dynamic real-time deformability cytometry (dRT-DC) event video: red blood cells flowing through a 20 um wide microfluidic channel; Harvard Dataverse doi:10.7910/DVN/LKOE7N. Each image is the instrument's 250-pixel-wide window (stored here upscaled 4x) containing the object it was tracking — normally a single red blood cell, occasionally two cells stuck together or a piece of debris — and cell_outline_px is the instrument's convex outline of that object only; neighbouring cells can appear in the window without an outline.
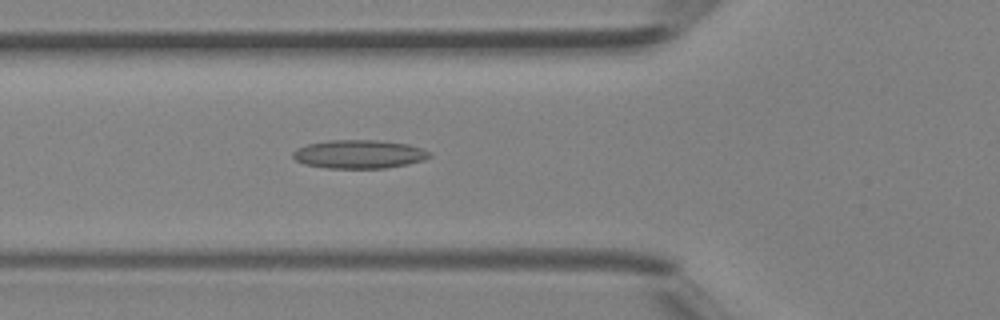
{"species": "Egyptian fruit bat (a non-hibernating species)", "species_latin": "Rousettus aegyptiacus", "temperature_condition": "room temperature", "stored_images_in_passage": 34, "camera_frame_rate_fps": 3000, "um_per_image_px": 0.085, "animal": {"sex": "female"}, "frame": {"image": 1, "passage_image": 7, "time_ms": 2.0, "image_size_px": [1000, 320], "cell_outline_px": [[432, 156], [424, 160], [408, 164], [384, 168], [324, 168], [304, 164], [296, 160], [292, 156], [292, 152], [296, 148], [308, 144], [328, 140], [372, 140], [408, 144], [432, 152]], "centroid_in_image_um": [30.51, 13.11], "position_along_channel_um": 95.3, "area_um2": 22.77}}
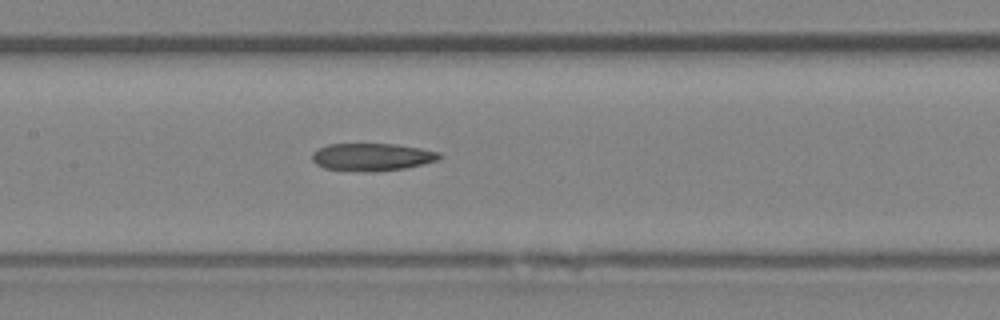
{"frame": {"image": 2, "passage_image": 12, "time_ms": 3.667, "image_size_px": [1000, 320], "cell_outline_px": [[444, 156], [440, 160], [404, 168], [372, 172], [324, 168], [316, 164], [312, 160], [312, 152], [328, 144], [396, 144], [420, 148], [440, 152]], "centroid_in_image_um": [31.66, 13.34], "position_along_channel_um": 175.7, "area_um2": 20.46}}
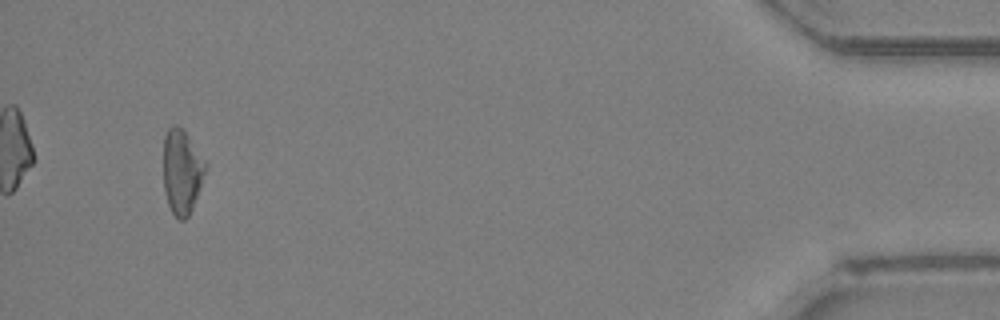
{"frame": {"image": 3, "passage_image": 32, "time_ms": 10.333, "image_size_px": [1000, 320], "cell_outline_px": [[208, 164], [192, 208], [188, 216], [184, 220], [180, 220], [172, 212], [168, 204], [164, 188], [164, 136], [168, 128], [172, 124], [176, 124], [188, 136]], "centroid_in_image_um": [15.45, 14.57], "position_along_channel_um": 419.7, "area_um2": 20.46}}